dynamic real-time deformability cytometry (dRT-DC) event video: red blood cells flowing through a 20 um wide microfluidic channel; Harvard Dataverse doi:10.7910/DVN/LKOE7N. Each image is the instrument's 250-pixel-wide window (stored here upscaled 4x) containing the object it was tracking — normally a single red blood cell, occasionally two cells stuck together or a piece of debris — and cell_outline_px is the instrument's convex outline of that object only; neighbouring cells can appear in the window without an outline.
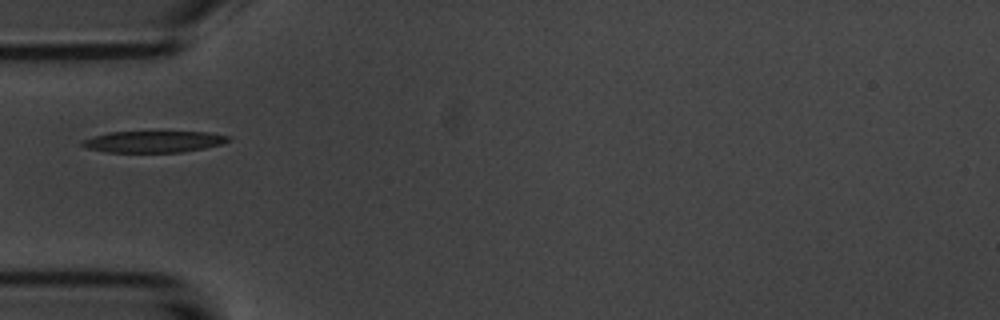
{"species": "common noctule bat (a hibernating species)", "species_latin": "Nyctalus noctula", "temperature_condition": "room temperature", "stored_images_in_passage": 3, "camera_frame_rate_fps": 3000, "um_per_image_px": 0.085, "animal": {"sex": "male", "body_mass_g": 20.1, "forearm_length_mm": 53.5}, "frame": {"image": 1, "passage_image": 3, "time_ms": 2.333, "image_size_px": [1000, 320], "cell_outline_px": [[232, 136], [228, 140], [220, 144], [204, 148], [180, 152], [108, 152], [88, 148], [80, 144], [84, 140], [108, 132], [208, 132]], "centroid_in_image_um": [13.08, 12.04], "position_along_channel_um": 71.9, "area_um2": 17.98}}